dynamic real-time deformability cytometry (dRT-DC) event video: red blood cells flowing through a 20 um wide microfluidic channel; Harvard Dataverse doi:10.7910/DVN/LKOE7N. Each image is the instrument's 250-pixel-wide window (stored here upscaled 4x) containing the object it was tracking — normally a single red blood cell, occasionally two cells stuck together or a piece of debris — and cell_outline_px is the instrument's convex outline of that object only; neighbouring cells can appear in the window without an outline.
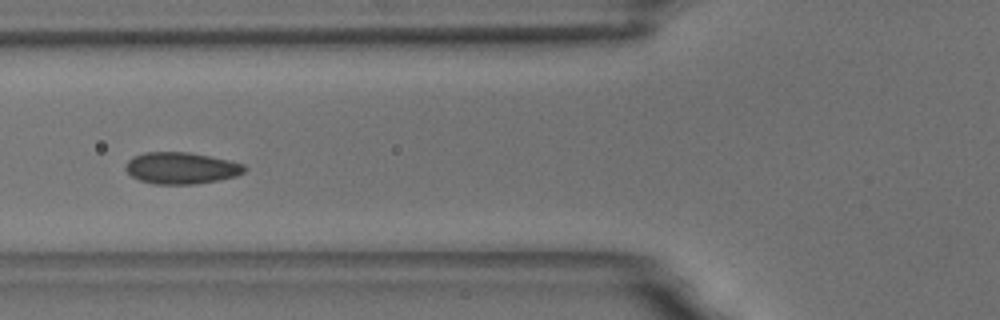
{"species": "common noctule bat (a hibernating species)", "species_latin": "Nyctalus noctula", "temperature_condition": "room temperature", "stored_images_in_passage": 10, "camera_frame_rate_fps": 3000, "um_per_image_px": 0.085, "animal": {"sex": "male", "body_mass_g": 18.8}, "frame": {"image": 1, "passage_image": 5, "time_ms": 4.667, "image_size_px": [1000, 320], "cell_outline_px": [[248, 168], [244, 172], [236, 176], [216, 180], [192, 184], [156, 184], [140, 180], [132, 176], [124, 168], [124, 164], [132, 156], [144, 152], [188, 152], [228, 160], [244, 164]], "centroid_in_image_um": [15.38, 14.28], "position_along_channel_um": 110.4, "area_um2": 21.85}}
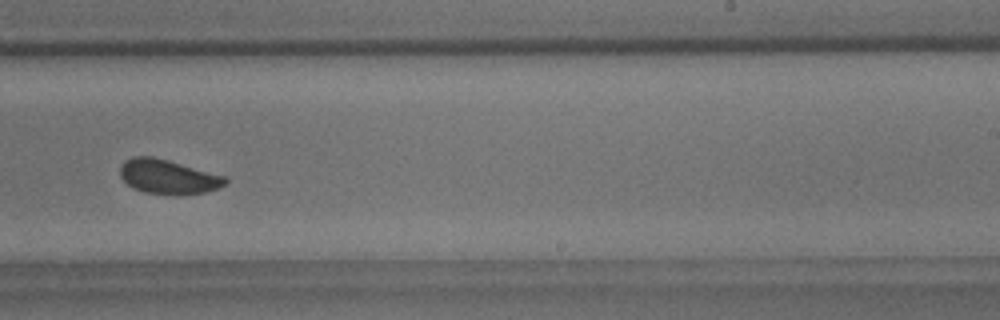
{"frame": {"image": 2, "passage_image": 9, "time_ms": 9.333, "image_size_px": [1000, 320], "cell_outline_px": [[228, 184], [204, 192], [180, 196], [144, 192], [132, 188], [120, 176], [120, 168], [124, 160], [132, 156], [152, 156], [168, 160], [224, 176], [228, 180]], "centroid_in_image_um": [14.26, 15.03], "position_along_channel_um": 274.7, "area_um2": 21.15}}